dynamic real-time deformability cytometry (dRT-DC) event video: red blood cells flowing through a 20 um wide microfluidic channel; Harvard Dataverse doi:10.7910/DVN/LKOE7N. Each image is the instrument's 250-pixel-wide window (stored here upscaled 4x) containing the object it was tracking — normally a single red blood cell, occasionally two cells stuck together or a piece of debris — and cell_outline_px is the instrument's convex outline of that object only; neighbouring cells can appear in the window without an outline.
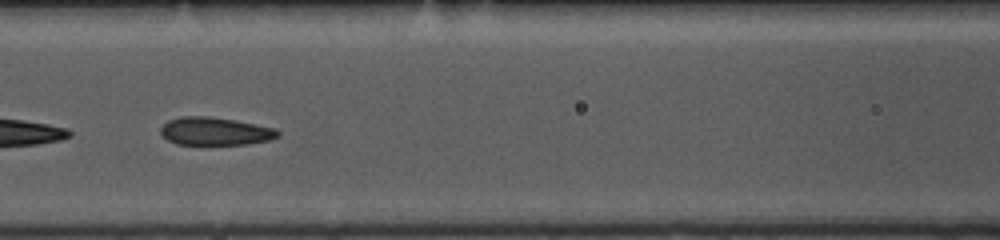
{"species": "common noctule bat (a hibernating species)", "species_latin": "Nyctalus noctula", "temperature_condition": "cold", "stored_images_in_passage": 15, "camera_frame_rate_fps": 3000, "um_per_image_px": 0.085, "animal": {"sex": "female", "body_mass_g": 10.0, "forearm_length_mm": 53.1}, "frame": {"image": 1, "passage_image": 9, "time_ms": 2.667, "image_size_px": [1000, 240], "cell_outline_px": [[280, 136], [268, 140], [244, 144], [176, 144], [168, 140], [160, 132], [160, 128], [168, 120], [180, 116], [208, 116], [236, 120], [276, 128], [280, 132]], "centroid_in_image_um": [18.29, 11.14], "position_along_channel_um": 148.3, "area_um2": 19.07}}